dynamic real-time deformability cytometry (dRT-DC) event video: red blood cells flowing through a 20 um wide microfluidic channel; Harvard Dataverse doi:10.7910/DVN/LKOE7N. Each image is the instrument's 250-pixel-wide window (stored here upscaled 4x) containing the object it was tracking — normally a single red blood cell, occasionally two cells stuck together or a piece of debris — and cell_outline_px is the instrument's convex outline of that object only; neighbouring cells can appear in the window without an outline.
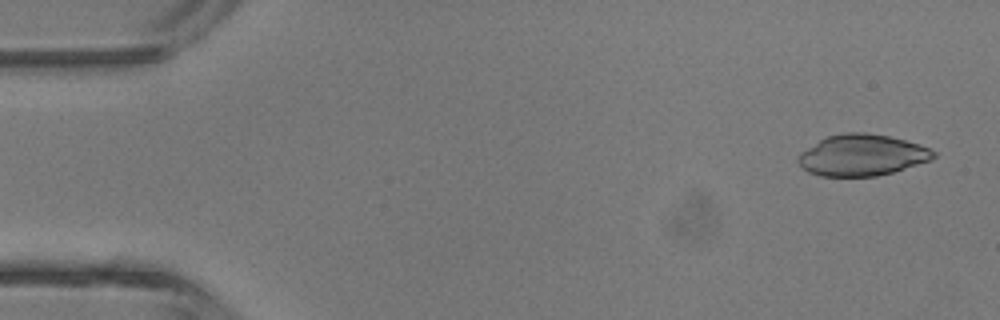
{"species": "common noctule bat (a hibernating species)", "species_latin": "Nyctalus noctula", "temperature_condition": "room temperature", "stored_images_in_passage": 5, "camera_frame_rate_fps": 3000, "um_per_image_px": 0.085, "animal": {"sex": "male", "body_mass_g": 13.3}, "frame": {"image": 1, "passage_image": 1, "time_ms": 0.0, "image_size_px": [1000, 320], "cell_outline_px": [[936, 156], [932, 160], [892, 172], [876, 176], [820, 176], [808, 172], [796, 160], [796, 156], [800, 152], [820, 140], [828, 136], [844, 132], [864, 132], [888, 136], [920, 144], [936, 152]], "centroid_in_image_um": [73.26, 13.19], "position_along_channel_um": 11.7, "area_um2": 32.54}}